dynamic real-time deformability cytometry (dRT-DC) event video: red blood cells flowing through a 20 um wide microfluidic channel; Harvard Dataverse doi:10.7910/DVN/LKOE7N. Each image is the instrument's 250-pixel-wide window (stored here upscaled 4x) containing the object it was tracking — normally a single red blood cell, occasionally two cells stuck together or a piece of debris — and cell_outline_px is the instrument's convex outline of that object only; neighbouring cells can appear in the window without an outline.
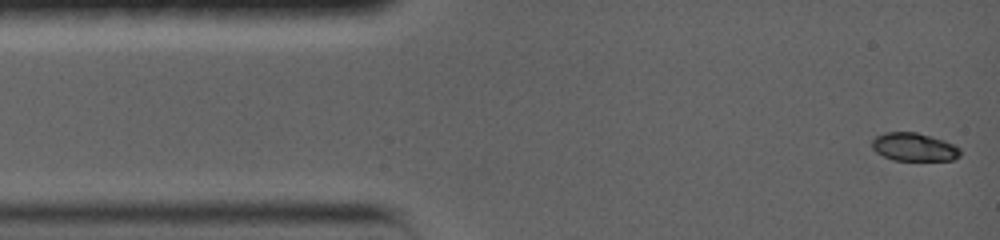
{"species": "common noctule bat (a hibernating species)", "species_latin": "Nyctalus noctula", "temperature_condition": "warm", "stored_images_in_passage": 12, "camera_frame_rate_fps": 5000, "um_per_image_px": 0.085, "animal": {"sex": "female", "body_mass_g": 19.0, "forearm_length_mm": 56.7}, "frame": {"image": 1, "passage_image": 1, "time_ms": 0.0, "image_size_px": [1000, 240], "cell_outline_px": [[960, 156], [952, 160], [892, 160], [876, 152], [872, 148], [872, 140], [876, 136], [884, 132], [916, 132], [932, 136], [944, 140], [960, 148]], "centroid_in_image_um": [77.68, 12.49], "position_along_channel_um": 7.3, "area_um2": 14.51}}